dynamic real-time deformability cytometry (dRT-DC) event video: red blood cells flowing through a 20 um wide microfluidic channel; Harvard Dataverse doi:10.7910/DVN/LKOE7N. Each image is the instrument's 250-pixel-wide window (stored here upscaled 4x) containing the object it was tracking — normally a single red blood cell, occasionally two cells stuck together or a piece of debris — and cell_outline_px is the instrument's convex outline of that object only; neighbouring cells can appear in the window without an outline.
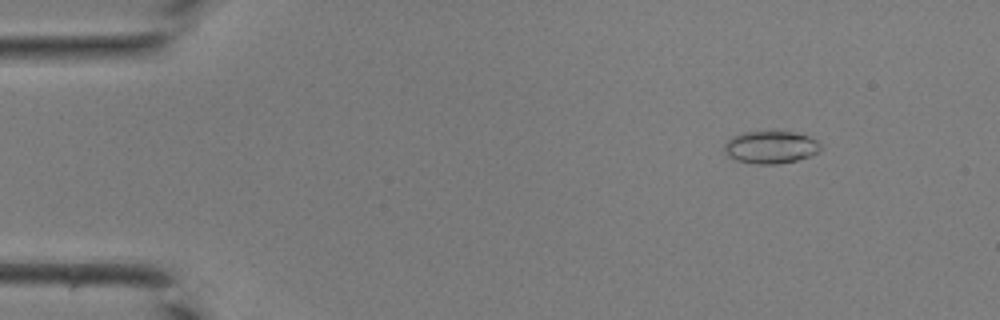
{"species": "common noctule bat (a hibernating species)", "species_latin": "Nyctalus noctula", "temperature_condition": "room temperature", "stored_images_in_passage": 41, "camera_frame_rate_fps": 3000, "um_per_image_px": 0.085, "animal": {"sex": "male", "body_mass_g": 19.0, "forearm_length_mm": 50.8}, "frame": {"image": 1, "passage_image": 4, "time_ms": 1.0, "image_size_px": [1000, 320], "cell_outline_px": [[820, 148], [816, 152], [808, 156], [796, 160], [776, 164], [756, 164], [736, 160], [728, 156], [724, 152], [724, 144], [732, 136], [744, 132], [792, 132], [808, 136], [816, 140], [820, 144]], "centroid_in_image_um": [65.46, 12.51], "position_along_channel_um": 19.5, "area_um2": 17.98}}
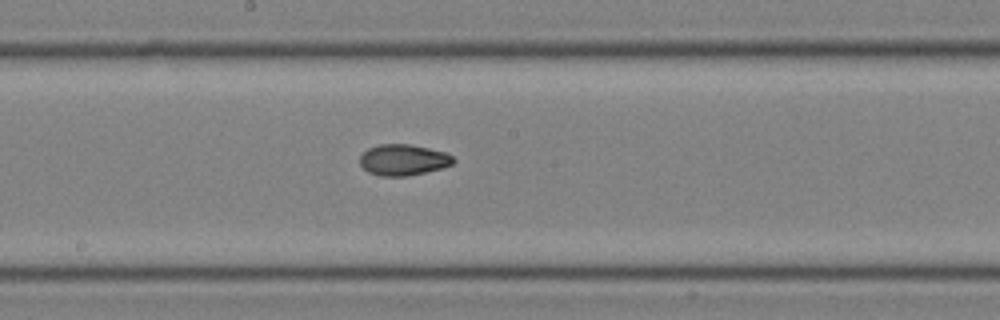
{"frame": {"image": 2, "passage_image": 22, "time_ms": 7.0, "image_size_px": [1000, 320], "cell_outline_px": [[456, 160], [452, 164], [444, 168], [408, 176], [380, 176], [368, 172], [360, 164], [360, 156], [368, 148], [380, 144], [408, 144], [428, 148], [444, 152], [452, 156]], "centroid_in_image_um": [34.28, 13.6], "position_along_channel_um": 213.9, "area_um2": 16.94}}
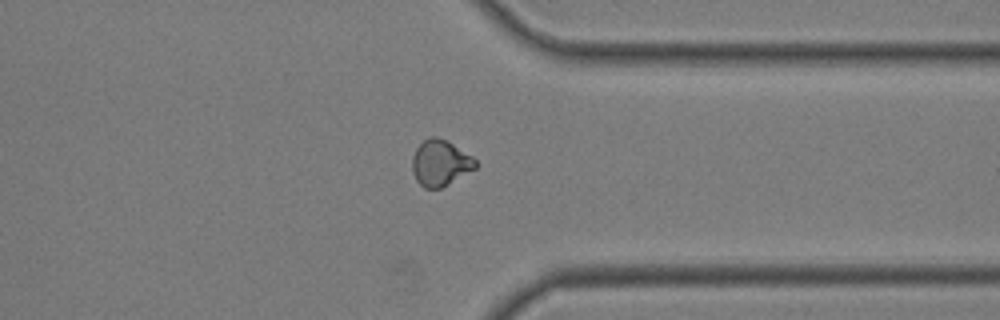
{"frame": {"image": 3, "passage_image": 32, "time_ms": 10.333, "image_size_px": [1000, 320], "cell_outline_px": [[480, 164], [476, 168], [440, 188], [424, 188], [416, 180], [412, 172], [412, 156], [416, 148], [428, 136], [436, 136], [448, 140], [472, 156]], "centroid_in_image_um": [37.43, 13.82], "position_along_channel_um": 374.0, "area_um2": 17.11}}